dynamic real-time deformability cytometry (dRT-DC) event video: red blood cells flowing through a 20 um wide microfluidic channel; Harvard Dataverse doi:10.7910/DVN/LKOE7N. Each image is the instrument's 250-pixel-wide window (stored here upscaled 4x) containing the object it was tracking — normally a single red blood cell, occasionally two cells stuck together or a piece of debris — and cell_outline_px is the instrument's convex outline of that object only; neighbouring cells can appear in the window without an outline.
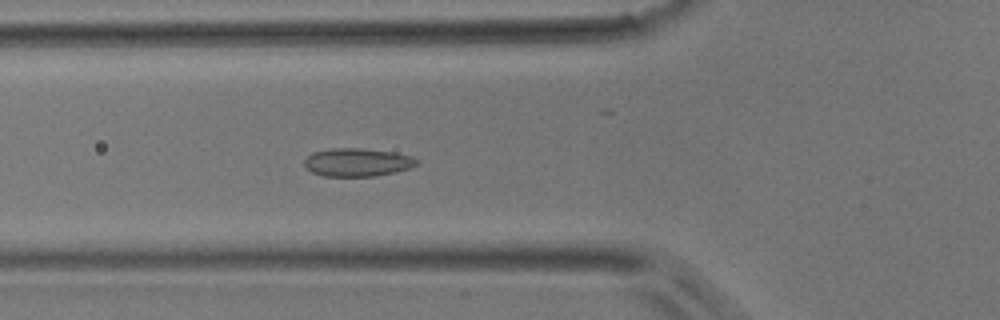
{"species": "common noctule bat (a hibernating species)", "species_latin": "Nyctalus noctula", "temperature_condition": "room temperature", "stored_images_in_passage": 46, "camera_frame_rate_fps": 3000, "um_per_image_px": 0.085, "animal": {"sex": "male", "body_mass_g": 17.9}, "frame": {"image": 1, "passage_image": 16, "time_ms": 5.0, "image_size_px": [1000, 320], "cell_outline_px": [[420, 164], [396, 172], [372, 176], [324, 176], [312, 172], [304, 164], [304, 160], [312, 152], [332, 148], [364, 148], [396, 152], [412, 156], [420, 160]], "centroid_in_image_um": [30.42, 13.78], "position_along_channel_um": 95.4, "area_um2": 18.61}}
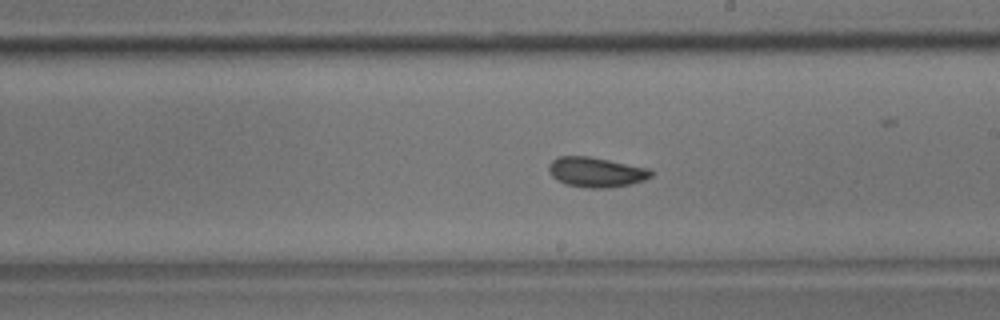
{"frame": {"image": 2, "passage_image": 26, "time_ms": 8.333, "image_size_px": [1000, 320], "cell_outline_px": [[652, 176], [644, 180], [628, 184], [608, 188], [592, 188], [568, 184], [552, 176], [548, 168], [548, 164], [552, 160], [560, 156], [588, 156], [648, 168], [652, 172]], "centroid_in_image_um": [50.66, 14.62], "position_along_channel_um": 238.3, "area_um2": 17.46}}
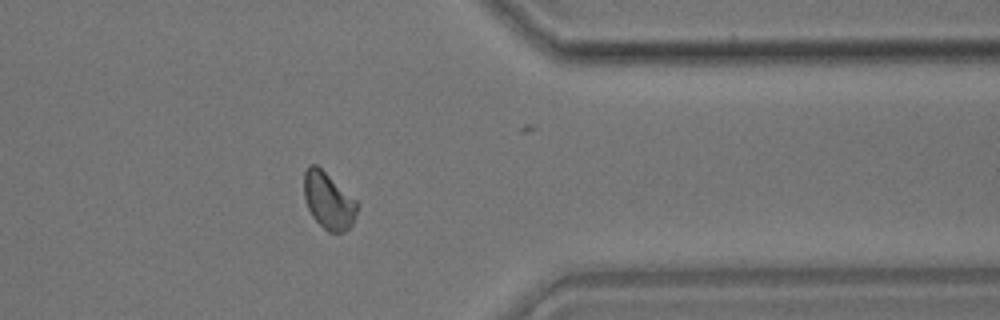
{"frame": {"image": 3, "passage_image": 37, "time_ms": 12.0, "image_size_px": [1000, 320], "cell_outline_px": [[360, 204], [352, 224], [344, 232], [328, 232], [312, 216], [308, 208], [304, 196], [304, 172], [308, 164], [316, 164], [356, 200]], "centroid_in_image_um": [27.92, 17.05], "position_along_channel_um": 383.5, "area_um2": 17.46}}